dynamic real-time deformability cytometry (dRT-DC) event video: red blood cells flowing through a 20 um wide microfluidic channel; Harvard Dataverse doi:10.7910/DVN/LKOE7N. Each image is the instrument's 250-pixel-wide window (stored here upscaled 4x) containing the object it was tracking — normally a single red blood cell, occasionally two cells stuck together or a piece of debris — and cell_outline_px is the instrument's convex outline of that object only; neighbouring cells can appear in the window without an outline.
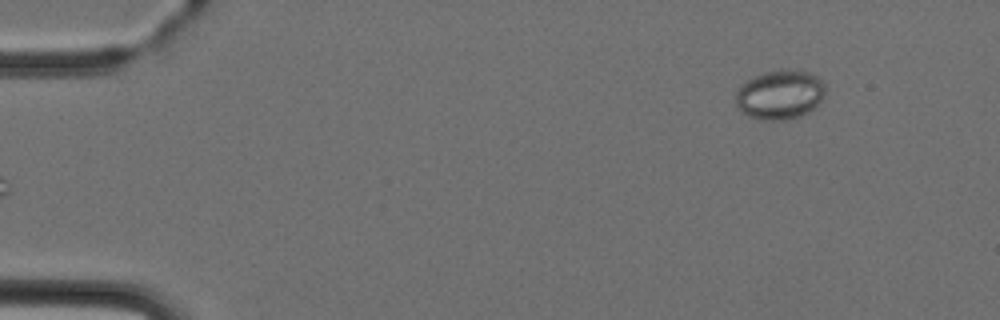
{"species": "Egyptian fruit bat (a non-hibernating species)", "species_latin": "Rousettus aegyptiacus", "temperature_condition": "cold", "stored_images_in_passage": 5, "camera_frame_rate_fps": 3000, "um_per_image_px": 0.085, "animal": {"sex": "female"}, "frame": {"image": 1, "passage_image": 5, "time_ms": 4.333, "image_size_px": [1000, 320], "cell_outline_px": [[824, 96], [808, 112], [800, 116], [784, 120], [764, 120], [748, 116], [740, 112], [736, 104], [736, 92], [748, 80], [764, 72], [780, 68], [788, 68], [808, 72], [816, 76], [824, 84]], "centroid_in_image_um": [66.28, 8.04], "position_along_channel_um": 18.7, "area_um2": 25.66}}